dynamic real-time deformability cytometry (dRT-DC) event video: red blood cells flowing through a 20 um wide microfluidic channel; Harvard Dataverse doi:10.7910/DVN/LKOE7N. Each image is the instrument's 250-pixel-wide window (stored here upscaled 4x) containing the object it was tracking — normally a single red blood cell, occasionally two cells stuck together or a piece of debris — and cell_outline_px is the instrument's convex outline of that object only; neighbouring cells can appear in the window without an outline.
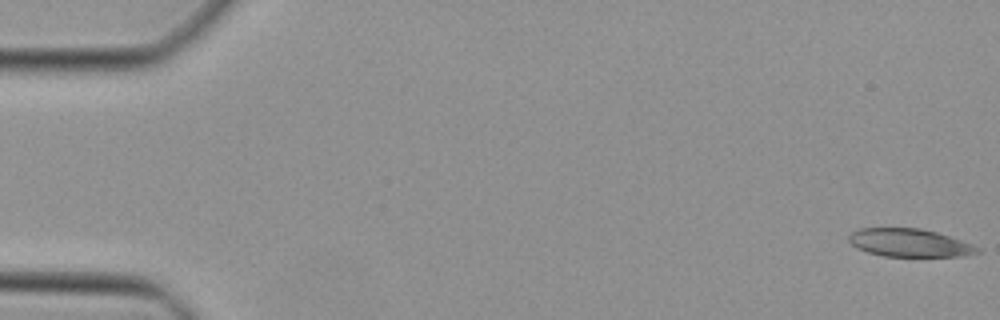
{"species": "Egyptian fruit bat (a non-hibernating species)", "species_latin": "Rousettus aegyptiacus", "temperature_condition": "cold", "stored_images_in_passage": 46, "camera_frame_rate_fps": 3000, "um_per_image_px": 0.085, "animal": {"sex": "female"}, "frame": {"image": 1, "passage_image": 1, "time_ms": 0.0, "image_size_px": [1000, 320], "cell_outline_px": [[984, 252], [964, 256], [884, 256], [868, 252], [856, 248], [848, 240], [848, 236], [852, 232], [860, 228], [920, 228], [936, 232], [972, 244], [980, 248]], "centroid_in_image_um": [77.32, 20.64], "position_along_channel_um": 7.7, "area_um2": 20.98}}